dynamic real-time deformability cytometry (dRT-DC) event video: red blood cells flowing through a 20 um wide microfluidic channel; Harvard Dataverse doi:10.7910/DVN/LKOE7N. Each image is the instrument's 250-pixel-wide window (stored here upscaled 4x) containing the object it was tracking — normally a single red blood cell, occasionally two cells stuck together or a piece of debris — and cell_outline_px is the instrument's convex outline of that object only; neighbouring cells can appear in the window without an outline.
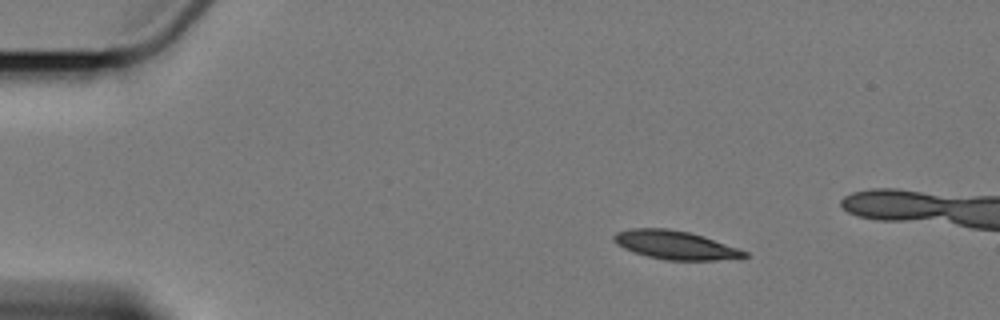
{"species": "Egyptian fruit bat (a non-hibernating species)", "species_latin": "Rousettus aegyptiacus", "temperature_condition": "cold", "stored_images_in_passage": 4, "segment_of_instrument_passage": [1, 2], "camera_frame_rate_fps": 3000, "um_per_image_px": 0.085, "animal": {"sex": "female"}, "frame": {"image": 1, "passage_image": 1, "time_ms": 0.0, "image_size_px": [1000, 320], "cell_outline_px": [[748, 256], [716, 260], [668, 260], [648, 256], [624, 248], [616, 244], [612, 240], [612, 236], [616, 232], [632, 228], [668, 228], [688, 232], [704, 236], [748, 252]], "centroid_in_image_um": [57.36, 20.81], "position_along_channel_um": 27.6, "area_um2": 21.5}}